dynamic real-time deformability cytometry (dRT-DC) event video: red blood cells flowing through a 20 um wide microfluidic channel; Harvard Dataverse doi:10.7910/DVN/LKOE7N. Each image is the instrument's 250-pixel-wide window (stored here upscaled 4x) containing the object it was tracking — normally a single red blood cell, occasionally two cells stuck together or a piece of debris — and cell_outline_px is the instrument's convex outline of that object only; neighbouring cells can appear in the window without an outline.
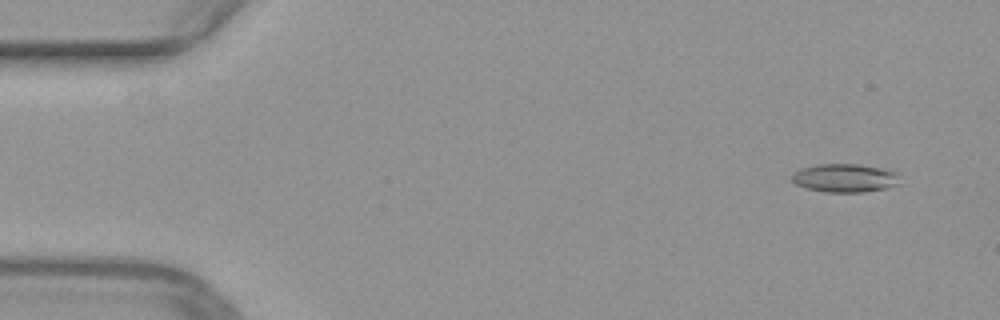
{"species": "common noctule bat (a hibernating species)", "species_latin": "Nyctalus noctula", "temperature_condition": "warm", "stored_images_in_passage": 51, "camera_frame_rate_fps": 3000, "um_per_image_px": 0.085, "animal": {"sex": "female", "body_mass_g": 29.2, "forearm_length_mm": 56.3}, "frame": {"image": 1, "passage_image": 4, "time_ms": 1.0, "image_size_px": [1000, 320], "cell_outline_px": [[900, 184], [884, 188], [864, 192], [828, 192], [804, 188], [796, 184], [792, 180], [792, 176], [800, 168], [820, 164], [856, 164], [880, 168], [896, 172]], "centroid_in_image_um": [71.8, 15.13], "position_along_channel_um": 13.2, "area_um2": 17.69}}
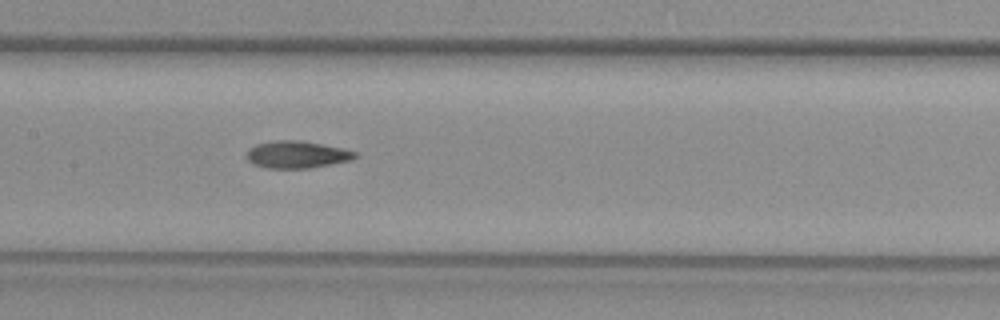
{"frame": {"image": 2, "passage_image": 25, "time_ms": 8.0, "image_size_px": [1000, 320], "cell_outline_px": [[360, 156], [352, 160], [308, 168], [268, 168], [252, 164], [248, 160], [248, 148], [256, 144], [276, 140], [300, 140], [340, 148], [356, 152]], "centroid_in_image_um": [25.23, 13.14], "position_along_channel_um": 182.2, "area_um2": 17.05}}
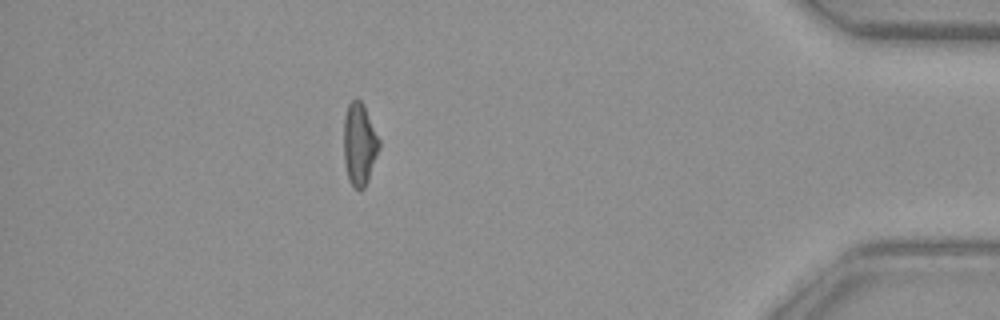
{"frame": {"image": 3, "passage_image": 45, "time_ms": 14.667, "image_size_px": [1000, 320], "cell_outline_px": [[380, 148], [368, 180], [364, 188], [352, 188], [348, 180], [344, 164], [344, 116], [348, 104], [356, 96], [364, 104], [380, 140]], "centroid_in_image_um": [30.55, 12.24], "position_along_channel_um": 404.7, "area_um2": 17.28}}